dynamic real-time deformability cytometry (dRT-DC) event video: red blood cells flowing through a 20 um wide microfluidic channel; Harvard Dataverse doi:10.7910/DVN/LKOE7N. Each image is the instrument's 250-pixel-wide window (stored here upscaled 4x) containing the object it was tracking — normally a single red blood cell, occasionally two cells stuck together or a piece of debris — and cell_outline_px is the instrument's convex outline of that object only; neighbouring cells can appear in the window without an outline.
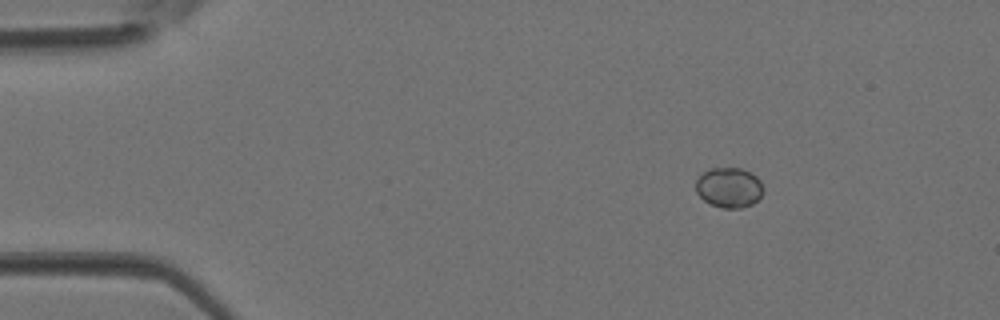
{"species": "Egyptian fruit bat (a non-hibernating species)", "species_latin": "Rousettus aegyptiacus", "temperature_condition": "room temperature", "stored_images_in_passage": 2, "camera_frame_rate_fps": 3000, "um_per_image_px": 0.085, "animal": {"sex": "female"}, "frame": {"image": 1, "passage_image": 1, "time_ms": 0.0, "image_size_px": [1000, 320], "cell_outline_px": [[764, 192], [752, 204], [740, 208], [724, 208], [712, 204], [704, 200], [696, 192], [696, 180], [704, 172], [712, 168], [740, 168], [756, 176], [760, 180], [764, 188]], "centroid_in_image_um": [61.98, 15.94], "position_along_channel_um": 23.0, "area_um2": 15.61}}
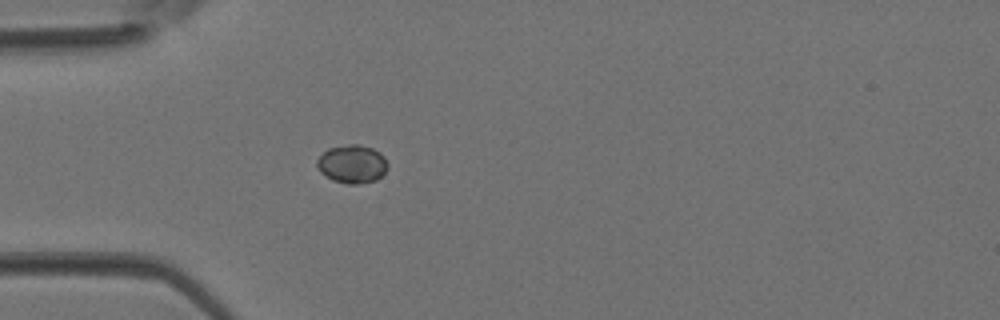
{"frame": {"image": 2, "passage_image": 2, "time_ms": 0.333, "image_size_px": [1000, 320], "cell_outline_px": [[388, 168], [376, 180], [356, 184], [348, 184], [332, 180], [320, 172], [316, 164], [316, 160], [328, 148], [348, 144], [360, 144], [372, 148], [380, 152], [384, 156], [388, 164]], "centroid_in_image_um": [29.93, 13.93], "position_along_channel_um": 55.1, "area_um2": 15.84}}